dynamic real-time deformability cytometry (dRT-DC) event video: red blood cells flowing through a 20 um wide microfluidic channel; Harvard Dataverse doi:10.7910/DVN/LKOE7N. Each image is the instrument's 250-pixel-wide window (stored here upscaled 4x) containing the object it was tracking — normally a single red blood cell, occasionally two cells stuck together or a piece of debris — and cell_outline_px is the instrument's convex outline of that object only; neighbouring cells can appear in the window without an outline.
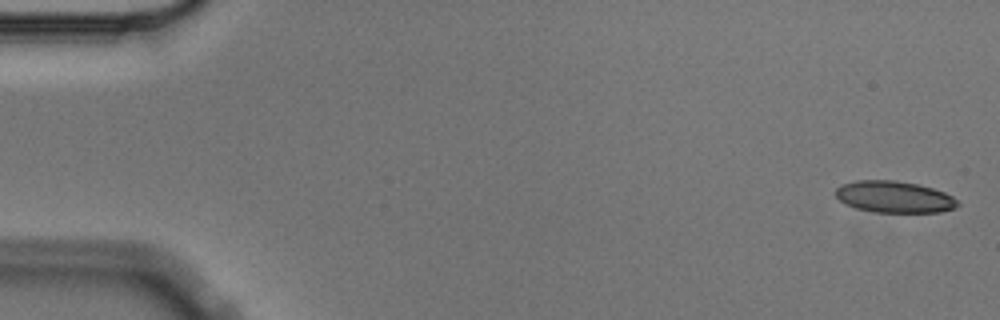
{"species": "Egyptian fruit bat (a non-hibernating species)", "species_latin": "Rousettus aegyptiacus", "temperature_condition": "cold", "stored_images_in_passage": 4, "camera_frame_rate_fps": 3000, "um_per_image_px": 0.085, "animal": {"sex": "male"}, "frame": {"image": 1, "passage_image": 1, "time_ms": 0.0, "image_size_px": [1000, 320], "cell_outline_px": [[960, 204], [956, 208], [940, 212], [876, 212], [856, 208], [844, 204], [836, 196], [836, 188], [840, 184], [856, 180], [896, 180], [916, 184], [932, 188], [944, 192], [952, 196]], "centroid_in_image_um": [75.99, 16.73], "position_along_channel_um": 9.0, "area_um2": 22.54}}